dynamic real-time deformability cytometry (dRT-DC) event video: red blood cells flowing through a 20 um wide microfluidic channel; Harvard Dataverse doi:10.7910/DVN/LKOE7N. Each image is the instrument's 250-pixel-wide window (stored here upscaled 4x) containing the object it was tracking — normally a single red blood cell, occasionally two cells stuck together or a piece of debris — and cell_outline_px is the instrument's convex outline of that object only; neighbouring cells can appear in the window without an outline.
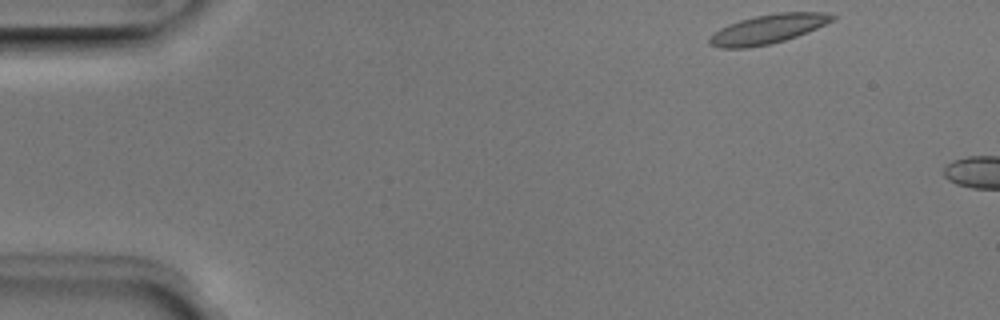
{"species": "Egyptian fruit bat (a non-hibernating species)", "species_latin": "Rousettus aegyptiacus", "temperature_condition": "room temperature", "stored_images_in_passage": 4, "camera_frame_rate_fps": 3000, "um_per_image_px": 0.085, "animal": {"sex": "male"}, "frame": {"image": 1, "passage_image": 1, "time_ms": 0.0, "image_size_px": [1000, 320], "cell_outline_px": [[836, 16], [832, 20], [808, 32], [784, 40], [768, 44], [748, 48], [720, 48], [708, 44], [708, 40], [720, 28], [728, 24], [740, 20], [756, 16], [776, 12], [824, 12]], "centroid_in_image_um": [65.25, 2.47], "position_along_channel_um": 19.8, "area_um2": 20.63}}